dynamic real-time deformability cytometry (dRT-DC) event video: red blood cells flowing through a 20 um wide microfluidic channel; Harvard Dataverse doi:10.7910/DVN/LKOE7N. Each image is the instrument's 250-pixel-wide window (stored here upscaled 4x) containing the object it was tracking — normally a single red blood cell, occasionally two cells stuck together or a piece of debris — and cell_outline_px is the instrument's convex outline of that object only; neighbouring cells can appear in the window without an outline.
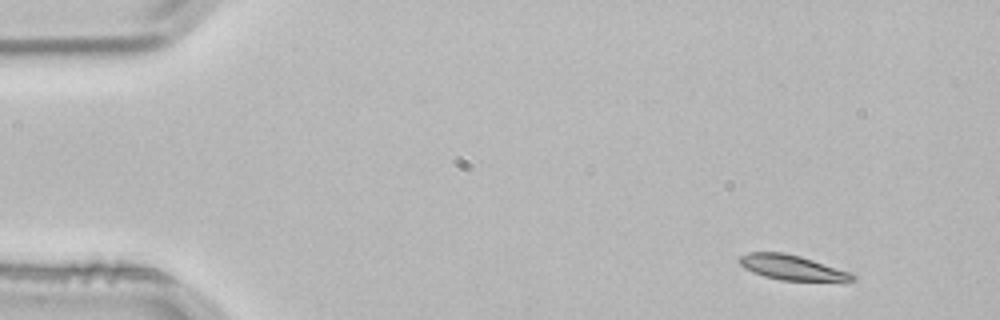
{"species": "common noctule bat (a hibernating species)", "species_latin": "Nyctalus noctula", "temperature_condition": "room temperature", "stored_images_in_passage": 3, "camera_frame_rate_fps": 3000, "um_per_image_px": 0.085, "animal": {"sex": "male", "body_mass_g": 21.5, "forearm_length_mm": 52.0}, "frame": {"image": 1, "passage_image": 1, "time_ms": 0.0, "image_size_px": [1000, 320], "cell_outline_px": [[856, 280], [844, 284], [780, 280], [764, 276], [752, 272], [744, 268], [740, 264], [740, 256], [748, 252], [784, 252], [800, 256], [848, 272], [856, 276]], "centroid_in_image_um": [67.43, 22.8], "position_along_channel_um": 17.6, "area_um2": 17.05}}
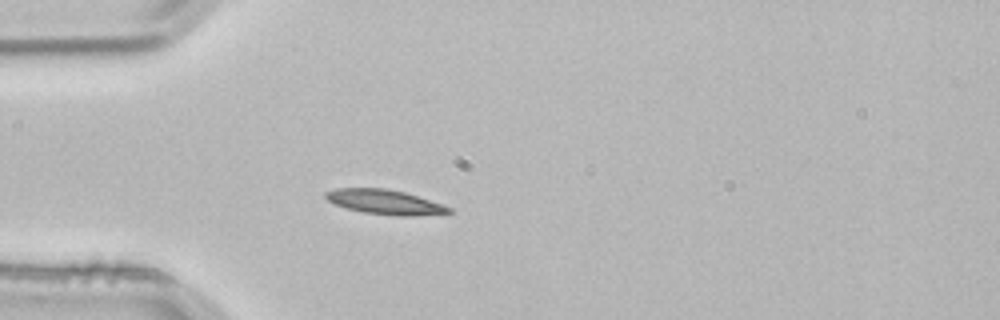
{"frame": {"image": 2, "passage_image": 3, "time_ms": 0.667, "image_size_px": [1000, 320], "cell_outline_px": [[452, 212], [412, 216], [400, 216], [364, 212], [348, 208], [336, 204], [328, 200], [324, 196], [324, 192], [336, 188], [388, 188], [404, 192], [452, 208]], "centroid_in_image_um": [32.67, 17.16], "position_along_channel_um": 52.3, "area_um2": 17.34}}